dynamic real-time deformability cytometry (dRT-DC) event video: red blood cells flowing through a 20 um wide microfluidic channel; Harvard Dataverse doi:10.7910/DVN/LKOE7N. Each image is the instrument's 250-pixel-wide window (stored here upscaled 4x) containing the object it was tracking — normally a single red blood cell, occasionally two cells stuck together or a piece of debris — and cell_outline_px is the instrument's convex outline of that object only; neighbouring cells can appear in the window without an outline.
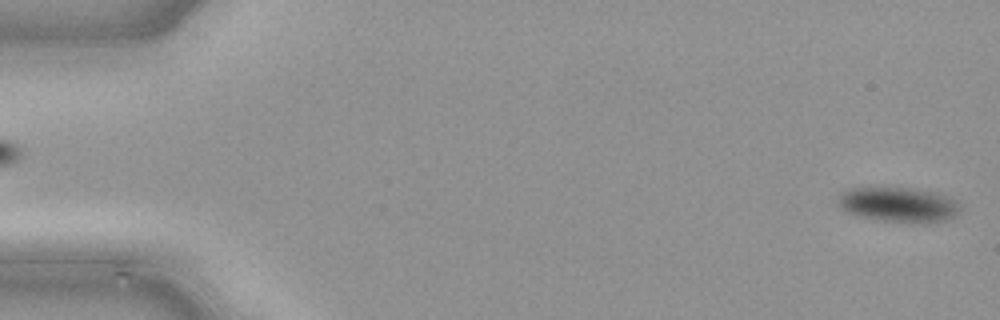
{"species": "common noctule bat (a hibernating species)", "species_latin": "Nyctalus noctula", "temperature_condition": "cold", "stored_images_in_passage": 51, "camera_frame_rate_fps": 3000, "um_per_image_px": 0.085, "animal": {"sex": "male", "body_mass_g": 21.5, "forearm_length_mm": 52.0}, "frame": {"image": 1, "passage_image": 2, "time_ms": 0.333, "image_size_px": [1000, 320], "cell_outline_px": [[960, 212], [956, 216], [944, 220], [928, 224], [908, 224], [876, 220], [860, 216], [848, 212], [840, 208], [840, 196], [848, 188], [876, 184], [912, 188], [932, 192], [948, 196], [956, 200], [960, 208]], "centroid_in_image_um": [76.38, 17.38], "position_along_channel_um": 8.6, "area_um2": 26.01}}
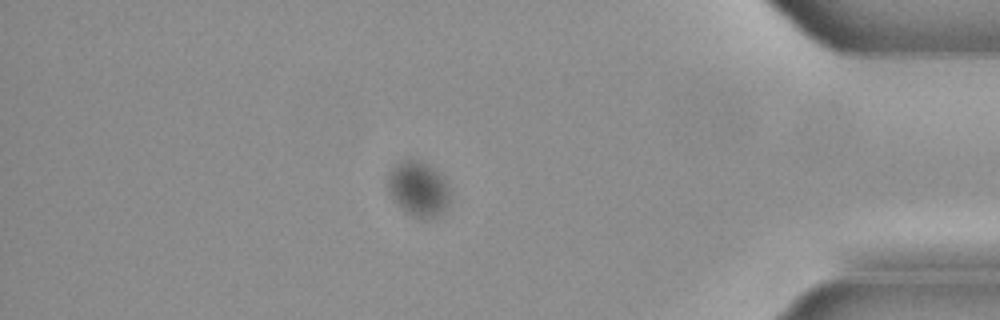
{"frame": {"image": 2, "passage_image": 44, "time_ms": 14.333, "image_size_px": [1000, 320], "cell_outline_px": [[448, 204], [436, 216], [428, 220], [404, 212], [388, 192], [388, 172], [400, 160], [408, 156], [420, 160], [432, 168], [448, 184]], "centroid_in_image_um": [35.5, 16.01], "position_along_channel_um": 399.7, "area_um2": 19.83}}
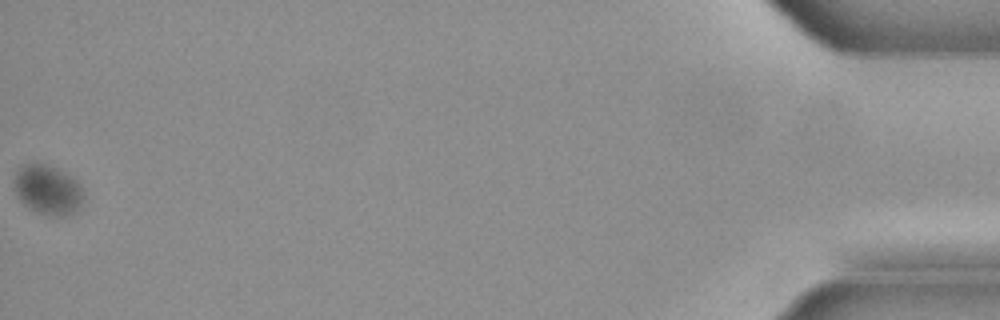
{"frame": {"image": 3, "passage_image": 51, "time_ms": 16.667, "image_size_px": [1000, 320], "cell_outline_px": [[84, 196], [80, 204], [72, 212], [64, 216], [52, 216], [28, 208], [20, 200], [16, 192], [12, 180], [16, 172], [24, 164], [44, 164], [56, 168], [76, 180], [80, 184]], "centroid_in_image_um": [4.03, 16.13], "position_along_channel_um": 431.2, "area_um2": 19.71}}